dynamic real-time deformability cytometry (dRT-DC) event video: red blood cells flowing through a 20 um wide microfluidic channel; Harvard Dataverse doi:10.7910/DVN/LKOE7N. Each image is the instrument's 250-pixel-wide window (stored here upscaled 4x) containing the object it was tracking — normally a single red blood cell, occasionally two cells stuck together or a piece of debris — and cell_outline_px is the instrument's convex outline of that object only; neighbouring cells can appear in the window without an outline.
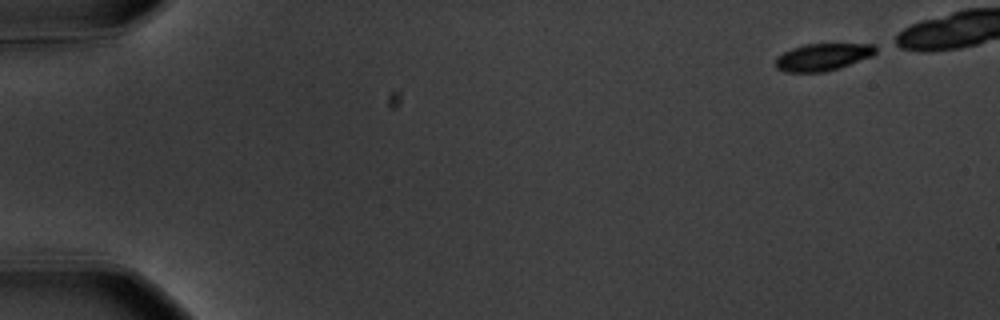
{"species": "common noctule bat (a hibernating species)", "species_latin": "Nyctalus noctula", "temperature_condition": "warm", "stored_images_in_passage": 44, "camera_frame_rate_fps": 3000, "um_per_image_px": 0.085, "animal": {"sex": "male", "body_mass_g": 20.1, "forearm_length_mm": 53.5}, "frame": {"image": 1, "passage_image": 1, "time_ms": 0.0, "image_size_px": [1000, 320], "cell_outline_px": [[876, 52], [872, 56], [840, 68], [824, 72], [784, 72], [776, 68], [776, 56], [792, 48], [804, 44], [872, 44], [876, 48]], "centroid_in_image_um": [69.91, 4.85], "position_along_channel_um": 15.1, "area_um2": 15.9}}
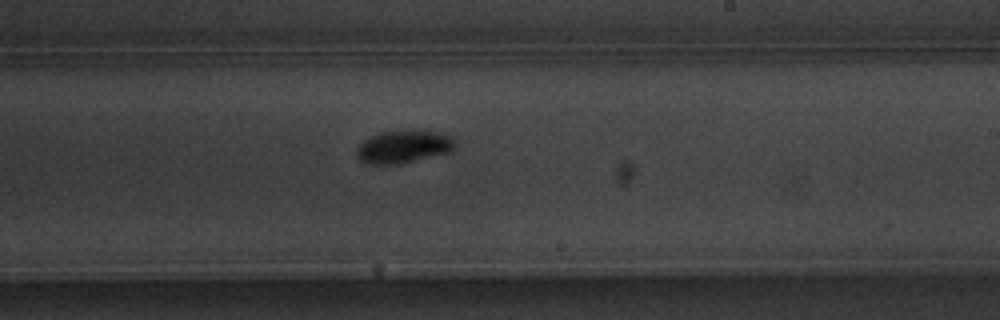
{"frame": {"image": 2, "passage_image": 32, "time_ms": 10.333, "image_size_px": [1000, 320], "cell_outline_px": [[456, 144], [448, 152], [400, 164], [368, 164], [360, 160], [356, 156], [356, 148], [364, 140], [380, 132], [424, 128], [452, 136], [456, 140]], "centroid_in_image_um": [34.31, 12.44], "position_along_channel_um": 254.7, "area_um2": 19.13}}
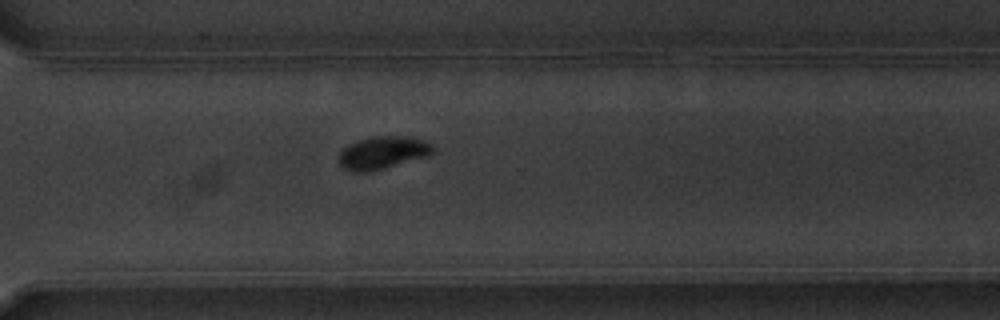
{"frame": {"image": 3, "passage_image": 39, "time_ms": 12.667, "image_size_px": [1000, 320], "cell_outline_px": [[436, 148], [428, 156], [372, 172], [356, 172], [344, 168], [340, 164], [340, 152], [348, 144], [360, 140], [376, 136], [404, 136], [424, 140], [432, 144]], "centroid_in_image_um": [32.57, 12.98], "position_along_channel_um": 338.0, "area_um2": 17.86}}